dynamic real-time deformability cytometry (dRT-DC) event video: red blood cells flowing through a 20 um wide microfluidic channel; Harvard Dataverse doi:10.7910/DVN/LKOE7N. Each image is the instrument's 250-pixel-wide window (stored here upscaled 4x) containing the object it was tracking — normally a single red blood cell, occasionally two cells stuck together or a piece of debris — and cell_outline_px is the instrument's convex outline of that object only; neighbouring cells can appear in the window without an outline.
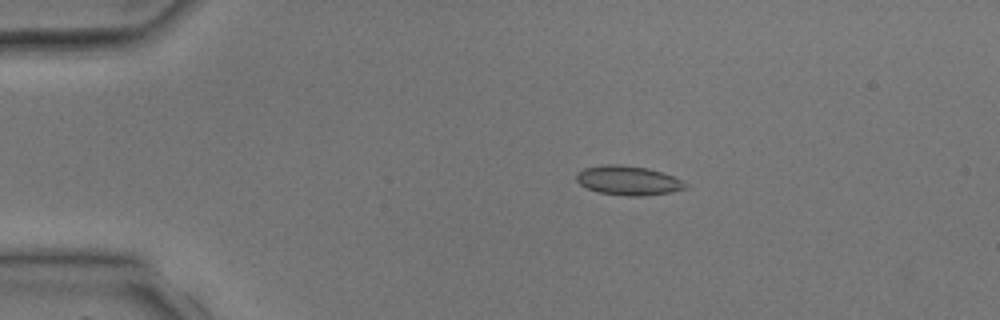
{"species": "common noctule bat (a hibernating species)", "species_latin": "Nyctalus noctula", "temperature_condition": "room temperature", "stored_images_in_passage": 3, "camera_frame_rate_fps": 3000, "um_per_image_px": 0.085, "animal": {"sex": "male", "body_mass_g": 17.9, "forearm_length_mm": 54.2}, "frame": {"image": 1, "passage_image": 2, "time_ms": 1.0, "image_size_px": [1000, 320], "cell_outline_px": [[688, 184], [684, 188], [672, 192], [644, 196], [628, 196], [600, 192], [588, 188], [580, 184], [576, 180], [576, 172], [584, 168], [600, 164], [620, 164], [648, 168], [672, 176]], "centroid_in_image_um": [53.36, 15.33], "position_along_channel_um": 31.6, "area_um2": 18.55}}